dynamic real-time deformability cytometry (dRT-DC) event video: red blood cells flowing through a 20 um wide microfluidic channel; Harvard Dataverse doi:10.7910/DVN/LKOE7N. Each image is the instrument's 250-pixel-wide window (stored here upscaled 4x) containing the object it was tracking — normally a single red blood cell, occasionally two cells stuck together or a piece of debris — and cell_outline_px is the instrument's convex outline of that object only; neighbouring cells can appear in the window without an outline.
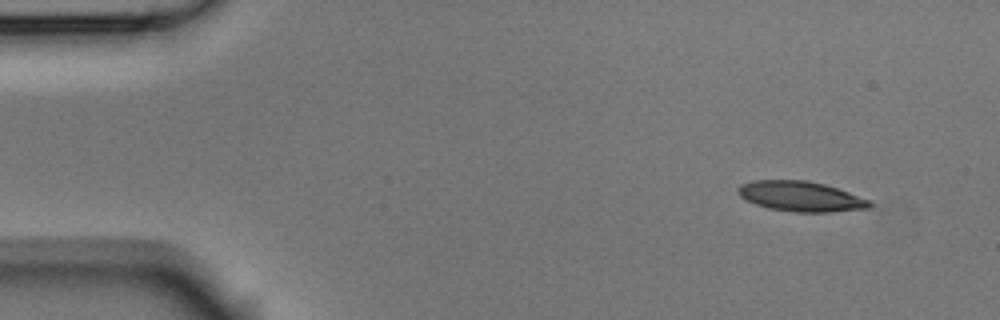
{"species": "Egyptian fruit bat (a non-hibernating species)", "species_latin": "Rousettus aegyptiacus", "temperature_condition": "room temperature", "stored_images_in_passage": 3, "camera_frame_rate_fps": 3000, "um_per_image_px": 0.085, "animal": {"sex": "male"}, "frame": {"image": 1, "passage_image": 1, "time_ms": 0.0, "image_size_px": [1000, 320], "cell_outline_px": [[872, 204], [868, 208], [828, 212], [796, 212], [768, 208], [756, 204], [740, 196], [736, 192], [736, 188], [740, 184], [752, 180], [808, 180], [824, 184], [848, 192], [868, 200]], "centroid_in_image_um": [68.0, 16.68], "position_along_channel_um": 17.0, "area_um2": 22.95}}
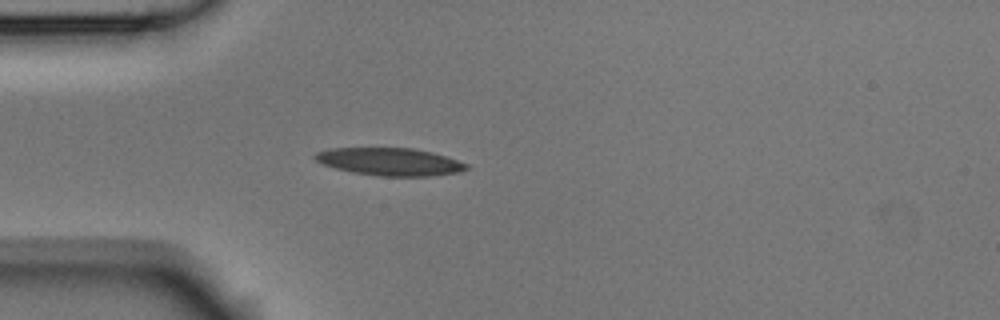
{"frame": {"image": 2, "passage_image": 3, "time_ms": 0.667, "image_size_px": [1000, 320], "cell_outline_px": [[468, 168], [460, 172], [432, 176], [380, 176], [352, 172], [336, 168], [324, 164], [316, 160], [312, 156], [316, 152], [328, 148], [412, 148], [432, 152], [468, 164]], "centroid_in_image_um": [33.12, 13.74], "position_along_channel_um": 51.9, "area_um2": 24.28}}